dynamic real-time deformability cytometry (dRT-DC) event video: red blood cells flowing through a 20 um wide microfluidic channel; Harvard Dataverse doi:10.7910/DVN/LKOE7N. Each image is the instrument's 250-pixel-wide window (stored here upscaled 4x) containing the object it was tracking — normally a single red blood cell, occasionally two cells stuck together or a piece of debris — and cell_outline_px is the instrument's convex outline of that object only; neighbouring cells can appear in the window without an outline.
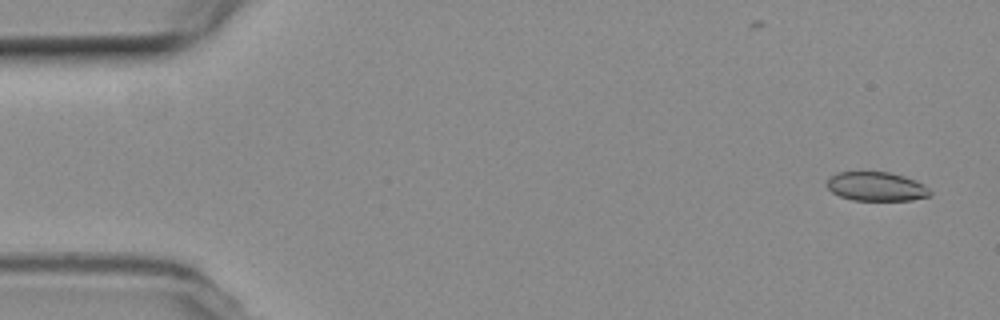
{"species": "common noctule bat (a hibernating species)", "species_latin": "Nyctalus noctula", "temperature_condition": "room temperature", "stored_images_in_passage": 56, "camera_frame_rate_fps": 3000, "um_per_image_px": 0.085, "animal": {"sex": "female", "body_mass_g": 19.3, "forearm_length_mm": 54.1}, "frame": {"image": 1, "passage_image": 3, "time_ms": 0.667, "image_size_px": [1000, 320], "cell_outline_px": [[932, 196], [912, 200], [852, 200], [840, 196], [832, 192], [828, 188], [828, 180], [836, 172], [888, 172], [904, 176], [916, 180], [924, 184], [932, 192]], "centroid_in_image_um": [74.54, 15.86], "position_along_channel_um": 10.5, "area_um2": 17.46}}
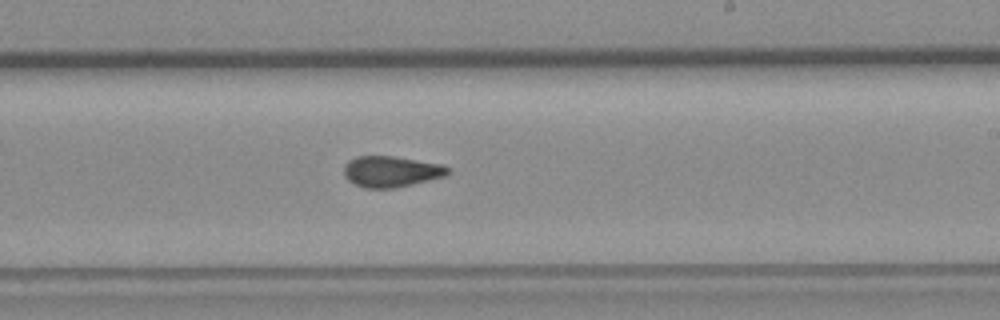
{"frame": {"image": 2, "passage_image": 33, "time_ms": 10.667, "image_size_px": [1000, 320], "cell_outline_px": [[452, 172], [448, 176], [396, 188], [364, 188], [348, 180], [344, 176], [344, 164], [348, 160], [356, 156], [396, 156], [444, 164]], "centroid_in_image_um": [33.29, 14.57], "position_along_channel_um": 255.7, "area_um2": 19.19}}
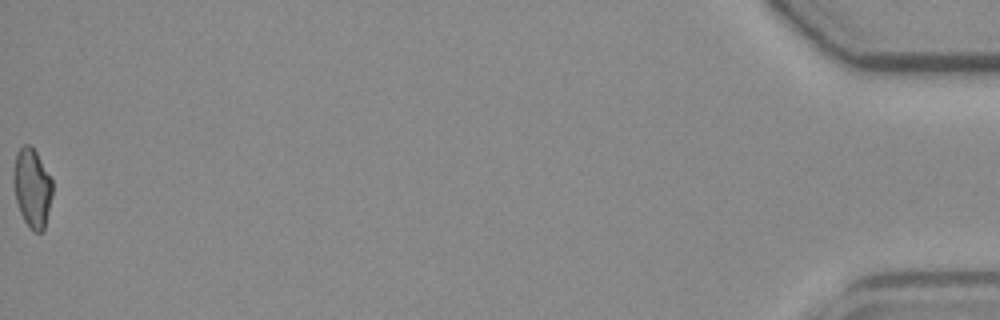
{"frame": {"image": 3, "passage_image": 56, "time_ms": 18.333, "image_size_px": [1000, 320], "cell_outline_px": [[52, 196], [44, 232], [32, 232], [24, 220], [20, 212], [16, 200], [12, 180], [12, 172], [16, 152], [24, 144], [28, 144], [36, 152], [52, 180]], "centroid_in_image_um": [2.71, 15.99], "position_along_channel_um": 432.5, "area_um2": 18.09}, "authors_computed_cell_mechanics": {"area_um2": 18.7272, "velocity_mm_per_s": 3.7266, "shape_relaxation_time_tau1_ms": null, "shape_relaxation_time_tau2_ms": 1.9311, "deformation_change_tau1": null, "deformation_change_tau2": 0.0728}}